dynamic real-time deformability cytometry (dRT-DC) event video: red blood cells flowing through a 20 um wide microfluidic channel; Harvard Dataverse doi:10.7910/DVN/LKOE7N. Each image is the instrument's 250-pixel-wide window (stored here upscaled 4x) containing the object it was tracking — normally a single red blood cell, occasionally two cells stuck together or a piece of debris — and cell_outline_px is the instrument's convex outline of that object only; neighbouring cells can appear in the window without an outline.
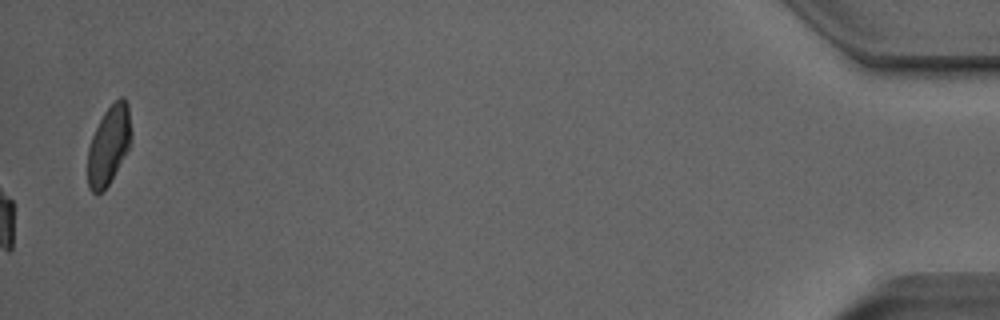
{"species": "Egyptian fruit bat (a non-hibernating species)", "species_latin": "Rousettus aegyptiacus", "temperature_condition": "room temperature", "stored_images_in_passage": 50, "camera_frame_rate_fps": 3000, "um_per_image_px": 0.085, "animal": {"sex": "male"}, "frame": {"image": 1, "passage_image": 50, "time_ms": 16.333, "image_size_px": [1000, 320], "cell_outline_px": [[132, 140], [128, 148], [108, 184], [100, 192], [92, 192], [88, 188], [88, 148], [92, 136], [104, 112], [120, 96], [124, 96], [128, 104], [132, 132]], "centroid_in_image_um": [9.26, 12.29], "position_along_channel_um": 425.9, "area_um2": 19.65}, "authors_computed_cell_mechanics": {"area_um2": 19.3052, "velocity_mm_per_s": 3.9763, "shape_relaxation_time_tau1_ms": 5.3336, "shape_relaxation_time_tau2_ms": 1.2103, "deformation_change_tau1": 0.1732, "deformation_change_tau2": 0.0689}}